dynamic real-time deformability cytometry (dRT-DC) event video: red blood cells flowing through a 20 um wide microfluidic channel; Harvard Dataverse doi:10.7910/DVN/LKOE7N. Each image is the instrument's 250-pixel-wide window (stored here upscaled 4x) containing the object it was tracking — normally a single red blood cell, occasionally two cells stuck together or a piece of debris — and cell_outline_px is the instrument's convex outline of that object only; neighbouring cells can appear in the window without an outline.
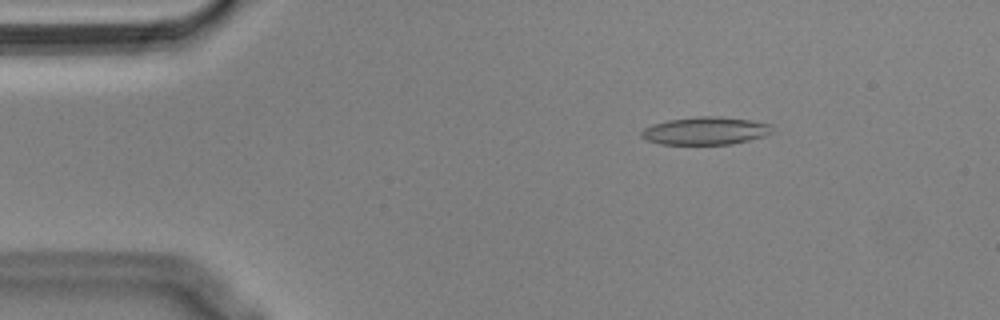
{"species": "Egyptian fruit bat (a non-hibernating species)", "species_latin": "Rousettus aegyptiacus", "temperature_condition": "cold", "stored_images_in_passage": 55, "camera_frame_rate_fps": 3000, "um_per_image_px": 0.085, "animal": {"sex": "male"}, "frame": {"image": 1, "passage_image": 8, "time_ms": 2.333, "image_size_px": [1000, 320], "cell_outline_px": [[772, 132], [764, 136], [732, 144], [660, 144], [644, 140], [640, 136], [640, 132], [644, 128], [652, 124], [668, 120], [696, 116], [720, 116], [752, 120], [772, 124]], "centroid_in_image_um": [59.94, 11.11], "position_along_channel_um": 25.1, "area_um2": 21.39}}
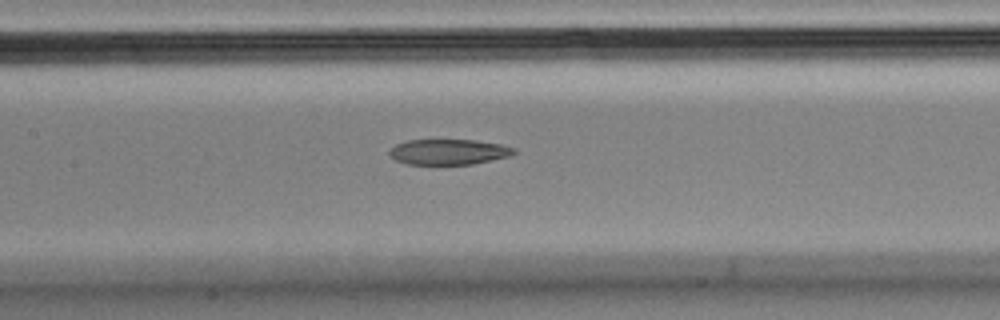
{"frame": {"image": 2, "passage_image": 25, "time_ms": 8.0, "image_size_px": [1000, 320], "cell_outline_px": [[516, 152], [508, 156], [472, 164], [432, 168], [408, 164], [396, 160], [388, 156], [388, 152], [396, 144], [408, 140], [476, 140], [500, 144], [516, 148]], "centroid_in_image_um": [38.07, 12.96], "position_along_channel_um": 169.3, "area_um2": 19.31}}
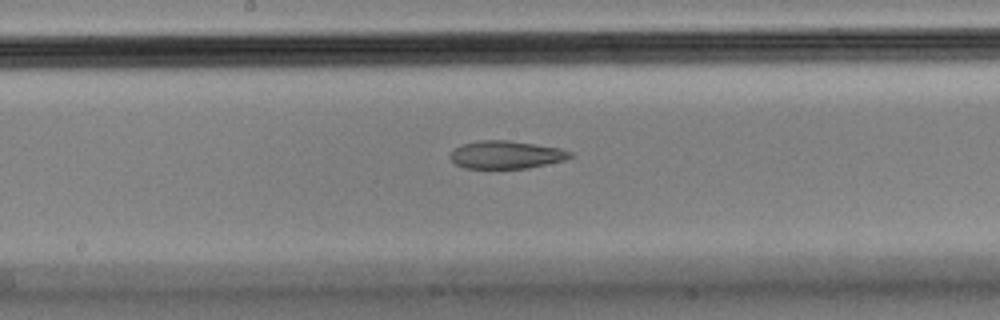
{"frame": {"image": 3, "passage_image": 28, "time_ms": 9.0, "image_size_px": [1000, 320], "cell_outline_px": [[572, 156], [564, 160], [528, 168], [464, 168], [456, 164], [448, 156], [460, 144], [480, 140], [508, 140], [560, 148], [572, 152]], "centroid_in_image_um": [43.0, 13.15], "position_along_channel_um": 205.2, "area_um2": 19.36}, "authors_computed_cell_mechanics": {"area_um2": 21.4438, "velocity_mm_per_s": 3.5931, "shape_relaxation_time_tau1_ms": null, "shape_relaxation_time_tau2_ms": 3.5742, "deformation_change_tau1": null, "deformation_change_tau2": 0.1002}}